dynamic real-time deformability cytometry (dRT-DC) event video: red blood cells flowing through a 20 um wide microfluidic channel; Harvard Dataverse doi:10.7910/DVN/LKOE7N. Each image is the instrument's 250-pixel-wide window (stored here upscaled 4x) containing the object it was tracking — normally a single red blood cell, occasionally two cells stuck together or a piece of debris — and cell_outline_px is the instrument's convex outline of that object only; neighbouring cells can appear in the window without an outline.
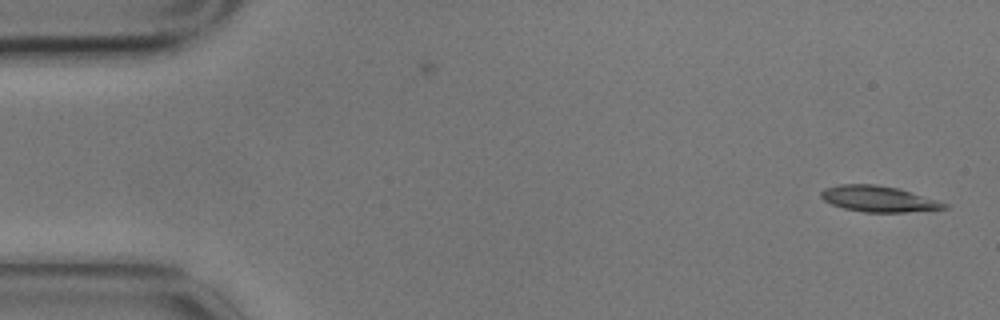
{"species": "common noctule bat (a hibernating species)", "species_latin": "Nyctalus noctula", "temperature_condition": "cold", "stored_images_in_passage": 7, "camera_frame_rate_fps": 3000, "um_per_image_px": 0.085, "animal": {"sex": "male", "body_mass_g": 17.9}, "frame": {"image": 1, "passage_image": 1, "time_ms": 0.0, "image_size_px": [1000, 320], "cell_outline_px": [[948, 208], [904, 212], [864, 212], [844, 208], [832, 204], [824, 200], [820, 196], [820, 192], [824, 188], [840, 184], [876, 184], [900, 188], [948, 204]], "centroid_in_image_um": [74.65, 16.89], "position_along_channel_um": 10.4, "area_um2": 18.55}}
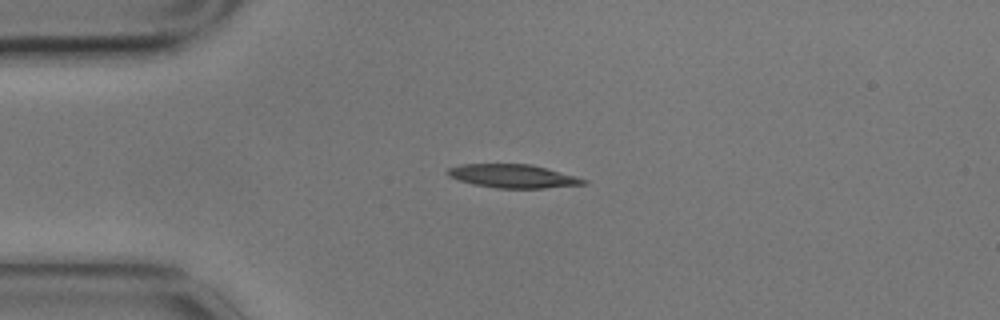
{"frame": {"image": 2, "passage_image": 4, "time_ms": 1.0, "image_size_px": [1000, 320], "cell_outline_px": [[588, 184], [544, 188], [496, 188], [472, 184], [448, 176], [444, 172], [448, 168], [464, 164], [532, 164], [576, 176], [588, 180]], "centroid_in_image_um": [43.61, 14.97], "position_along_channel_um": 41.4, "area_um2": 18.67}}